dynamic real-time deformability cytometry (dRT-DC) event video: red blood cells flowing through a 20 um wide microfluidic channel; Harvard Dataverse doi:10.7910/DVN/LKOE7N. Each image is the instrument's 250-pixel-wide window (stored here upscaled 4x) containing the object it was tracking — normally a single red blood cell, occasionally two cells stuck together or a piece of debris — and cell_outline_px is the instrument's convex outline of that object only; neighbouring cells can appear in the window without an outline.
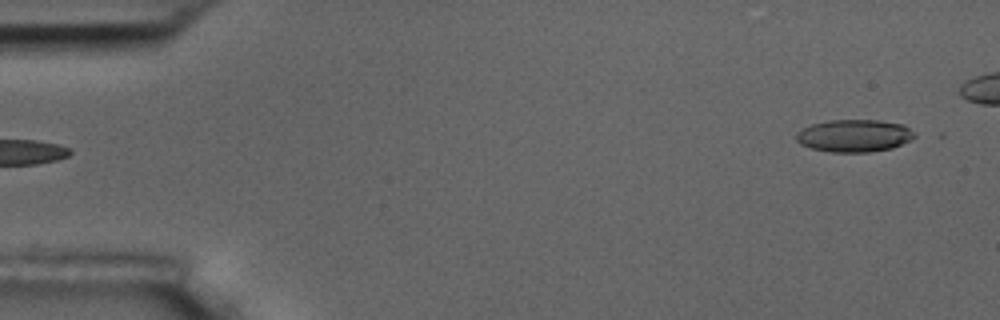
{"species": "common noctule bat (a hibernating species)", "species_latin": "Nyctalus noctula", "temperature_condition": "room temperature", "stored_images_in_passage": 6, "segment_of_instrument_passage": [2, 2], "camera_frame_rate_fps": 3000, "um_per_image_px": 0.085, "animal": {"sex": "male", "body_mass_g": 17.5, "forearm_length_mm": 52.3}, "frame": {"image": 1, "passage_image": 6, "time_ms": 5.667, "image_size_px": [1000, 320], "cell_outline_px": [[916, 136], [892, 148], [868, 152], [832, 152], [812, 148], [800, 144], [796, 140], [796, 132], [812, 124], [828, 120], [880, 120], [904, 124], [916, 132]], "centroid_in_image_um": [72.62, 11.52], "position_along_channel_um": 12.4, "area_um2": 22.37}}